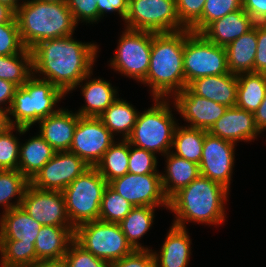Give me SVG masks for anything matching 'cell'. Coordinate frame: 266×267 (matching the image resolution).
<instances>
[{
    "mask_svg": "<svg viewBox=\"0 0 266 267\" xmlns=\"http://www.w3.org/2000/svg\"><path fill=\"white\" fill-rule=\"evenodd\" d=\"M98 49L97 44L76 41L72 35L43 40L31 49L33 74L38 73L37 78L49 81L68 94L93 72Z\"/></svg>",
    "mask_w": 266,
    "mask_h": 267,
    "instance_id": "1",
    "label": "cell"
},
{
    "mask_svg": "<svg viewBox=\"0 0 266 267\" xmlns=\"http://www.w3.org/2000/svg\"><path fill=\"white\" fill-rule=\"evenodd\" d=\"M186 29L153 33L149 69L141 82L150 87L153 99H169L187 87L183 69ZM171 96V97H169Z\"/></svg>",
    "mask_w": 266,
    "mask_h": 267,
    "instance_id": "2",
    "label": "cell"
},
{
    "mask_svg": "<svg viewBox=\"0 0 266 267\" xmlns=\"http://www.w3.org/2000/svg\"><path fill=\"white\" fill-rule=\"evenodd\" d=\"M229 190L222 184L199 175L169 199L168 209L176 215L172 225L186 228L185 223L222 224L226 219L224 201Z\"/></svg>",
    "mask_w": 266,
    "mask_h": 267,
    "instance_id": "3",
    "label": "cell"
},
{
    "mask_svg": "<svg viewBox=\"0 0 266 267\" xmlns=\"http://www.w3.org/2000/svg\"><path fill=\"white\" fill-rule=\"evenodd\" d=\"M21 40L27 49L47 39L73 35L77 24L67 2L25 0L15 11Z\"/></svg>",
    "mask_w": 266,
    "mask_h": 267,
    "instance_id": "4",
    "label": "cell"
},
{
    "mask_svg": "<svg viewBox=\"0 0 266 267\" xmlns=\"http://www.w3.org/2000/svg\"><path fill=\"white\" fill-rule=\"evenodd\" d=\"M65 96L60 88L33 74L22 86L17 87L14 93L7 113L8 125L30 129L41 119L56 113L60 108L54 110L55 105ZM9 115L13 116V119Z\"/></svg>",
    "mask_w": 266,
    "mask_h": 267,
    "instance_id": "5",
    "label": "cell"
},
{
    "mask_svg": "<svg viewBox=\"0 0 266 267\" xmlns=\"http://www.w3.org/2000/svg\"><path fill=\"white\" fill-rule=\"evenodd\" d=\"M153 101L155 103L152 107L143 113L139 112L133 131L127 140L137 148L166 155L172 149L178 123L173 117L169 99L155 98Z\"/></svg>",
    "mask_w": 266,
    "mask_h": 267,
    "instance_id": "6",
    "label": "cell"
},
{
    "mask_svg": "<svg viewBox=\"0 0 266 267\" xmlns=\"http://www.w3.org/2000/svg\"><path fill=\"white\" fill-rule=\"evenodd\" d=\"M108 185L95 167L78 176L62 192L71 225L99 220L103 192Z\"/></svg>",
    "mask_w": 266,
    "mask_h": 267,
    "instance_id": "7",
    "label": "cell"
},
{
    "mask_svg": "<svg viewBox=\"0 0 266 267\" xmlns=\"http://www.w3.org/2000/svg\"><path fill=\"white\" fill-rule=\"evenodd\" d=\"M74 241L84 250L109 264L135 250L127 241L118 223L100 220L77 226L74 229Z\"/></svg>",
    "mask_w": 266,
    "mask_h": 267,
    "instance_id": "8",
    "label": "cell"
},
{
    "mask_svg": "<svg viewBox=\"0 0 266 267\" xmlns=\"http://www.w3.org/2000/svg\"><path fill=\"white\" fill-rule=\"evenodd\" d=\"M183 69L187 86L201 77L230 73L226 49L208 41L201 33L186 28Z\"/></svg>",
    "mask_w": 266,
    "mask_h": 267,
    "instance_id": "9",
    "label": "cell"
},
{
    "mask_svg": "<svg viewBox=\"0 0 266 267\" xmlns=\"http://www.w3.org/2000/svg\"><path fill=\"white\" fill-rule=\"evenodd\" d=\"M124 21L128 29L153 33L186 29L177 15L176 0H129Z\"/></svg>",
    "mask_w": 266,
    "mask_h": 267,
    "instance_id": "10",
    "label": "cell"
},
{
    "mask_svg": "<svg viewBox=\"0 0 266 267\" xmlns=\"http://www.w3.org/2000/svg\"><path fill=\"white\" fill-rule=\"evenodd\" d=\"M118 41L109 66L124 76L142 82L150 64L152 32L126 28Z\"/></svg>",
    "mask_w": 266,
    "mask_h": 267,
    "instance_id": "11",
    "label": "cell"
},
{
    "mask_svg": "<svg viewBox=\"0 0 266 267\" xmlns=\"http://www.w3.org/2000/svg\"><path fill=\"white\" fill-rule=\"evenodd\" d=\"M114 142V136L99 117L80 116L69 151L95 167Z\"/></svg>",
    "mask_w": 266,
    "mask_h": 267,
    "instance_id": "12",
    "label": "cell"
},
{
    "mask_svg": "<svg viewBox=\"0 0 266 267\" xmlns=\"http://www.w3.org/2000/svg\"><path fill=\"white\" fill-rule=\"evenodd\" d=\"M108 185L134 206L169 207V200L162 188L161 174L126 173Z\"/></svg>",
    "mask_w": 266,
    "mask_h": 267,
    "instance_id": "13",
    "label": "cell"
},
{
    "mask_svg": "<svg viewBox=\"0 0 266 267\" xmlns=\"http://www.w3.org/2000/svg\"><path fill=\"white\" fill-rule=\"evenodd\" d=\"M90 166L70 151L55 152L30 184L41 190L63 191Z\"/></svg>",
    "mask_w": 266,
    "mask_h": 267,
    "instance_id": "14",
    "label": "cell"
},
{
    "mask_svg": "<svg viewBox=\"0 0 266 267\" xmlns=\"http://www.w3.org/2000/svg\"><path fill=\"white\" fill-rule=\"evenodd\" d=\"M235 143L205 133L200 175L230 189L235 160Z\"/></svg>",
    "mask_w": 266,
    "mask_h": 267,
    "instance_id": "15",
    "label": "cell"
},
{
    "mask_svg": "<svg viewBox=\"0 0 266 267\" xmlns=\"http://www.w3.org/2000/svg\"><path fill=\"white\" fill-rule=\"evenodd\" d=\"M20 206L43 226H72L61 191L41 190L29 183Z\"/></svg>",
    "mask_w": 266,
    "mask_h": 267,
    "instance_id": "16",
    "label": "cell"
},
{
    "mask_svg": "<svg viewBox=\"0 0 266 267\" xmlns=\"http://www.w3.org/2000/svg\"><path fill=\"white\" fill-rule=\"evenodd\" d=\"M174 107L190 123L187 127L209 131L228 107L194 94L188 87L173 96Z\"/></svg>",
    "mask_w": 266,
    "mask_h": 267,
    "instance_id": "17",
    "label": "cell"
},
{
    "mask_svg": "<svg viewBox=\"0 0 266 267\" xmlns=\"http://www.w3.org/2000/svg\"><path fill=\"white\" fill-rule=\"evenodd\" d=\"M73 226L44 225L35 240L36 267L59 265L74 241Z\"/></svg>",
    "mask_w": 266,
    "mask_h": 267,
    "instance_id": "18",
    "label": "cell"
},
{
    "mask_svg": "<svg viewBox=\"0 0 266 267\" xmlns=\"http://www.w3.org/2000/svg\"><path fill=\"white\" fill-rule=\"evenodd\" d=\"M208 132L235 144L252 141L261 134L255 125L254 114L237 106L228 107Z\"/></svg>",
    "mask_w": 266,
    "mask_h": 267,
    "instance_id": "19",
    "label": "cell"
},
{
    "mask_svg": "<svg viewBox=\"0 0 266 267\" xmlns=\"http://www.w3.org/2000/svg\"><path fill=\"white\" fill-rule=\"evenodd\" d=\"M79 115L60 108L56 113L41 119L39 135L56 151H69Z\"/></svg>",
    "mask_w": 266,
    "mask_h": 267,
    "instance_id": "20",
    "label": "cell"
},
{
    "mask_svg": "<svg viewBox=\"0 0 266 267\" xmlns=\"http://www.w3.org/2000/svg\"><path fill=\"white\" fill-rule=\"evenodd\" d=\"M254 25L253 19L241 8L211 22L201 34L208 41L226 47L251 30Z\"/></svg>",
    "mask_w": 266,
    "mask_h": 267,
    "instance_id": "21",
    "label": "cell"
},
{
    "mask_svg": "<svg viewBox=\"0 0 266 267\" xmlns=\"http://www.w3.org/2000/svg\"><path fill=\"white\" fill-rule=\"evenodd\" d=\"M237 75H210L193 80L187 87L196 95L226 107L236 106Z\"/></svg>",
    "mask_w": 266,
    "mask_h": 267,
    "instance_id": "22",
    "label": "cell"
},
{
    "mask_svg": "<svg viewBox=\"0 0 266 267\" xmlns=\"http://www.w3.org/2000/svg\"><path fill=\"white\" fill-rule=\"evenodd\" d=\"M93 73L86 75L76 87H82L86 103L76 113L81 117H100L101 114L118 98V91L109 81L102 78L90 79ZM90 79V80H88ZM85 81L84 85L83 82ZM82 83V84H81ZM80 85V86H78Z\"/></svg>",
    "mask_w": 266,
    "mask_h": 267,
    "instance_id": "23",
    "label": "cell"
},
{
    "mask_svg": "<svg viewBox=\"0 0 266 267\" xmlns=\"http://www.w3.org/2000/svg\"><path fill=\"white\" fill-rule=\"evenodd\" d=\"M190 245L187 229L172 225L159 254L153 251L155 267H187L191 255Z\"/></svg>",
    "mask_w": 266,
    "mask_h": 267,
    "instance_id": "24",
    "label": "cell"
},
{
    "mask_svg": "<svg viewBox=\"0 0 266 267\" xmlns=\"http://www.w3.org/2000/svg\"><path fill=\"white\" fill-rule=\"evenodd\" d=\"M43 225L35 221L21 206L3 212L0 217V240H19L35 244Z\"/></svg>",
    "mask_w": 266,
    "mask_h": 267,
    "instance_id": "25",
    "label": "cell"
},
{
    "mask_svg": "<svg viewBox=\"0 0 266 267\" xmlns=\"http://www.w3.org/2000/svg\"><path fill=\"white\" fill-rule=\"evenodd\" d=\"M166 173L161 174L162 188L168 200L200 175L199 165L170 151L166 155Z\"/></svg>",
    "mask_w": 266,
    "mask_h": 267,
    "instance_id": "26",
    "label": "cell"
},
{
    "mask_svg": "<svg viewBox=\"0 0 266 267\" xmlns=\"http://www.w3.org/2000/svg\"><path fill=\"white\" fill-rule=\"evenodd\" d=\"M229 72L235 75L254 72V60L257 49V23L247 33L226 47Z\"/></svg>",
    "mask_w": 266,
    "mask_h": 267,
    "instance_id": "27",
    "label": "cell"
},
{
    "mask_svg": "<svg viewBox=\"0 0 266 267\" xmlns=\"http://www.w3.org/2000/svg\"><path fill=\"white\" fill-rule=\"evenodd\" d=\"M55 152L39 134L30 137L20 144L18 170L31 181Z\"/></svg>",
    "mask_w": 266,
    "mask_h": 267,
    "instance_id": "28",
    "label": "cell"
},
{
    "mask_svg": "<svg viewBox=\"0 0 266 267\" xmlns=\"http://www.w3.org/2000/svg\"><path fill=\"white\" fill-rule=\"evenodd\" d=\"M237 82L236 106L254 114L266 94V74L242 73Z\"/></svg>",
    "mask_w": 266,
    "mask_h": 267,
    "instance_id": "29",
    "label": "cell"
},
{
    "mask_svg": "<svg viewBox=\"0 0 266 267\" xmlns=\"http://www.w3.org/2000/svg\"><path fill=\"white\" fill-rule=\"evenodd\" d=\"M139 111L120 98H117L99 117L106 128L112 133L122 134L123 140H127L134 128Z\"/></svg>",
    "mask_w": 266,
    "mask_h": 267,
    "instance_id": "30",
    "label": "cell"
},
{
    "mask_svg": "<svg viewBox=\"0 0 266 267\" xmlns=\"http://www.w3.org/2000/svg\"><path fill=\"white\" fill-rule=\"evenodd\" d=\"M156 207L134 206V208L119 223L127 241L134 249H149L138 242L151 228Z\"/></svg>",
    "mask_w": 266,
    "mask_h": 267,
    "instance_id": "31",
    "label": "cell"
},
{
    "mask_svg": "<svg viewBox=\"0 0 266 267\" xmlns=\"http://www.w3.org/2000/svg\"><path fill=\"white\" fill-rule=\"evenodd\" d=\"M129 150L128 140L115 141L96 164L95 168L107 183L128 173Z\"/></svg>",
    "mask_w": 266,
    "mask_h": 267,
    "instance_id": "32",
    "label": "cell"
},
{
    "mask_svg": "<svg viewBox=\"0 0 266 267\" xmlns=\"http://www.w3.org/2000/svg\"><path fill=\"white\" fill-rule=\"evenodd\" d=\"M206 132L205 130L179 126L178 124L174 133L172 153L199 165ZM173 149H175V152Z\"/></svg>",
    "mask_w": 266,
    "mask_h": 267,
    "instance_id": "33",
    "label": "cell"
},
{
    "mask_svg": "<svg viewBox=\"0 0 266 267\" xmlns=\"http://www.w3.org/2000/svg\"><path fill=\"white\" fill-rule=\"evenodd\" d=\"M33 76V56L30 49L21 53L0 55V79L9 81L17 87L22 86Z\"/></svg>",
    "mask_w": 266,
    "mask_h": 267,
    "instance_id": "34",
    "label": "cell"
},
{
    "mask_svg": "<svg viewBox=\"0 0 266 267\" xmlns=\"http://www.w3.org/2000/svg\"><path fill=\"white\" fill-rule=\"evenodd\" d=\"M30 181L19 170H0V206L7 212L21 205L26 187ZM14 197L16 202H10Z\"/></svg>",
    "mask_w": 266,
    "mask_h": 267,
    "instance_id": "35",
    "label": "cell"
},
{
    "mask_svg": "<svg viewBox=\"0 0 266 267\" xmlns=\"http://www.w3.org/2000/svg\"><path fill=\"white\" fill-rule=\"evenodd\" d=\"M35 244L0 240V267H36Z\"/></svg>",
    "mask_w": 266,
    "mask_h": 267,
    "instance_id": "36",
    "label": "cell"
},
{
    "mask_svg": "<svg viewBox=\"0 0 266 267\" xmlns=\"http://www.w3.org/2000/svg\"><path fill=\"white\" fill-rule=\"evenodd\" d=\"M133 208L132 203L107 185L102 196L99 220L119 224Z\"/></svg>",
    "mask_w": 266,
    "mask_h": 267,
    "instance_id": "37",
    "label": "cell"
},
{
    "mask_svg": "<svg viewBox=\"0 0 266 267\" xmlns=\"http://www.w3.org/2000/svg\"><path fill=\"white\" fill-rule=\"evenodd\" d=\"M14 130L23 135L29 128L8 125L0 132V170H18L20 141Z\"/></svg>",
    "mask_w": 266,
    "mask_h": 267,
    "instance_id": "38",
    "label": "cell"
},
{
    "mask_svg": "<svg viewBox=\"0 0 266 267\" xmlns=\"http://www.w3.org/2000/svg\"><path fill=\"white\" fill-rule=\"evenodd\" d=\"M242 8V0H206L202 16L189 28L201 33L211 22Z\"/></svg>",
    "mask_w": 266,
    "mask_h": 267,
    "instance_id": "39",
    "label": "cell"
},
{
    "mask_svg": "<svg viewBox=\"0 0 266 267\" xmlns=\"http://www.w3.org/2000/svg\"><path fill=\"white\" fill-rule=\"evenodd\" d=\"M156 154L130 144L128 173L135 175L160 174Z\"/></svg>",
    "mask_w": 266,
    "mask_h": 267,
    "instance_id": "40",
    "label": "cell"
},
{
    "mask_svg": "<svg viewBox=\"0 0 266 267\" xmlns=\"http://www.w3.org/2000/svg\"><path fill=\"white\" fill-rule=\"evenodd\" d=\"M59 265L61 267H109L108 262L95 257L75 241L69 245L68 251Z\"/></svg>",
    "mask_w": 266,
    "mask_h": 267,
    "instance_id": "41",
    "label": "cell"
},
{
    "mask_svg": "<svg viewBox=\"0 0 266 267\" xmlns=\"http://www.w3.org/2000/svg\"><path fill=\"white\" fill-rule=\"evenodd\" d=\"M25 48L20 37L16 19L10 23L0 24V55L18 54Z\"/></svg>",
    "mask_w": 266,
    "mask_h": 267,
    "instance_id": "42",
    "label": "cell"
},
{
    "mask_svg": "<svg viewBox=\"0 0 266 267\" xmlns=\"http://www.w3.org/2000/svg\"><path fill=\"white\" fill-rule=\"evenodd\" d=\"M101 0H67V6L76 24L78 21L96 23L99 20L97 3ZM81 19V20H80Z\"/></svg>",
    "mask_w": 266,
    "mask_h": 267,
    "instance_id": "43",
    "label": "cell"
},
{
    "mask_svg": "<svg viewBox=\"0 0 266 267\" xmlns=\"http://www.w3.org/2000/svg\"><path fill=\"white\" fill-rule=\"evenodd\" d=\"M206 0H176V10L180 22L190 28L201 16Z\"/></svg>",
    "mask_w": 266,
    "mask_h": 267,
    "instance_id": "44",
    "label": "cell"
},
{
    "mask_svg": "<svg viewBox=\"0 0 266 267\" xmlns=\"http://www.w3.org/2000/svg\"><path fill=\"white\" fill-rule=\"evenodd\" d=\"M109 267H155L152 249H135L129 255L111 262Z\"/></svg>",
    "mask_w": 266,
    "mask_h": 267,
    "instance_id": "45",
    "label": "cell"
},
{
    "mask_svg": "<svg viewBox=\"0 0 266 267\" xmlns=\"http://www.w3.org/2000/svg\"><path fill=\"white\" fill-rule=\"evenodd\" d=\"M254 72L266 74V23H257V49Z\"/></svg>",
    "mask_w": 266,
    "mask_h": 267,
    "instance_id": "46",
    "label": "cell"
},
{
    "mask_svg": "<svg viewBox=\"0 0 266 267\" xmlns=\"http://www.w3.org/2000/svg\"><path fill=\"white\" fill-rule=\"evenodd\" d=\"M242 9L255 23H266V0H242Z\"/></svg>",
    "mask_w": 266,
    "mask_h": 267,
    "instance_id": "47",
    "label": "cell"
},
{
    "mask_svg": "<svg viewBox=\"0 0 266 267\" xmlns=\"http://www.w3.org/2000/svg\"><path fill=\"white\" fill-rule=\"evenodd\" d=\"M129 0H101L97 3L99 21L108 12H117L124 20L128 12Z\"/></svg>",
    "mask_w": 266,
    "mask_h": 267,
    "instance_id": "48",
    "label": "cell"
},
{
    "mask_svg": "<svg viewBox=\"0 0 266 267\" xmlns=\"http://www.w3.org/2000/svg\"><path fill=\"white\" fill-rule=\"evenodd\" d=\"M16 89L17 86L15 84L0 79V109H3L6 113H8L11 107ZM6 104H8V107ZM2 105H5L6 107H3Z\"/></svg>",
    "mask_w": 266,
    "mask_h": 267,
    "instance_id": "49",
    "label": "cell"
},
{
    "mask_svg": "<svg viewBox=\"0 0 266 267\" xmlns=\"http://www.w3.org/2000/svg\"><path fill=\"white\" fill-rule=\"evenodd\" d=\"M254 121L260 133L266 130V94L262 103L254 113Z\"/></svg>",
    "mask_w": 266,
    "mask_h": 267,
    "instance_id": "50",
    "label": "cell"
},
{
    "mask_svg": "<svg viewBox=\"0 0 266 267\" xmlns=\"http://www.w3.org/2000/svg\"><path fill=\"white\" fill-rule=\"evenodd\" d=\"M15 19V11L4 3H0V24L10 23Z\"/></svg>",
    "mask_w": 266,
    "mask_h": 267,
    "instance_id": "51",
    "label": "cell"
},
{
    "mask_svg": "<svg viewBox=\"0 0 266 267\" xmlns=\"http://www.w3.org/2000/svg\"><path fill=\"white\" fill-rule=\"evenodd\" d=\"M7 126V113L3 109H0V132L3 131Z\"/></svg>",
    "mask_w": 266,
    "mask_h": 267,
    "instance_id": "52",
    "label": "cell"
},
{
    "mask_svg": "<svg viewBox=\"0 0 266 267\" xmlns=\"http://www.w3.org/2000/svg\"><path fill=\"white\" fill-rule=\"evenodd\" d=\"M0 3H4V4L8 5L14 11H16L17 8L19 7V5L21 4V3H19L18 0H0Z\"/></svg>",
    "mask_w": 266,
    "mask_h": 267,
    "instance_id": "53",
    "label": "cell"
},
{
    "mask_svg": "<svg viewBox=\"0 0 266 267\" xmlns=\"http://www.w3.org/2000/svg\"><path fill=\"white\" fill-rule=\"evenodd\" d=\"M44 2H67V0H40Z\"/></svg>",
    "mask_w": 266,
    "mask_h": 267,
    "instance_id": "54",
    "label": "cell"
},
{
    "mask_svg": "<svg viewBox=\"0 0 266 267\" xmlns=\"http://www.w3.org/2000/svg\"><path fill=\"white\" fill-rule=\"evenodd\" d=\"M40 267H61L60 265H43V266H40Z\"/></svg>",
    "mask_w": 266,
    "mask_h": 267,
    "instance_id": "55",
    "label": "cell"
}]
</instances>
